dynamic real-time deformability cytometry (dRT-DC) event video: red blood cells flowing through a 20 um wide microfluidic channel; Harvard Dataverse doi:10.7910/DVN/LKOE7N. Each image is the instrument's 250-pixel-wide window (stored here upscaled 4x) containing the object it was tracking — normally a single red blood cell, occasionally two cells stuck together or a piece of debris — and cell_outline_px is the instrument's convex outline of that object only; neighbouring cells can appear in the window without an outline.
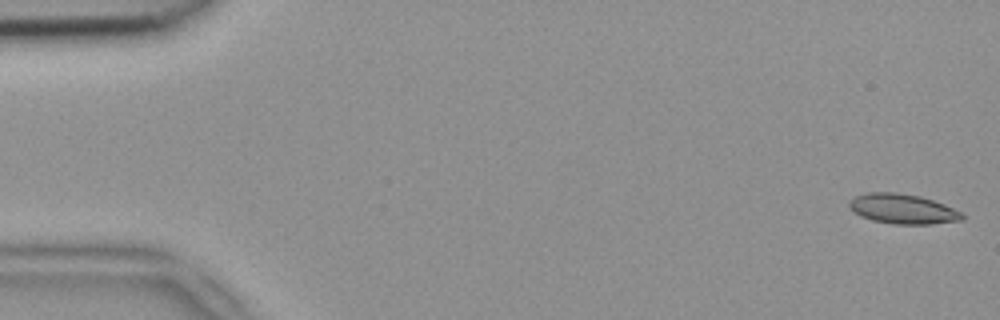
{"species": "common noctule bat (a hibernating species)", "species_latin": "Nyctalus noctula", "temperature_condition": "room temperature", "stored_images_in_passage": 52, "segment_of_instrument_passage": [1, 2], "camera_frame_rate_fps": 3000, "um_per_image_px": 0.085, "animal": {"sex": "female", "body_mass_g": 18.4}, "frame": {"image": 1, "passage_image": 1, "time_ms": 0.0, "image_size_px": [1000, 320], "cell_outline_px": [[964, 220], [932, 224], [896, 224], [872, 220], [860, 216], [848, 208], [848, 204], [856, 196], [868, 192], [896, 192], [920, 196], [944, 204], [960, 212], [964, 216]], "centroid_in_image_um": [76.72, 17.76], "position_along_channel_um": 8.3, "area_um2": 19.59}}
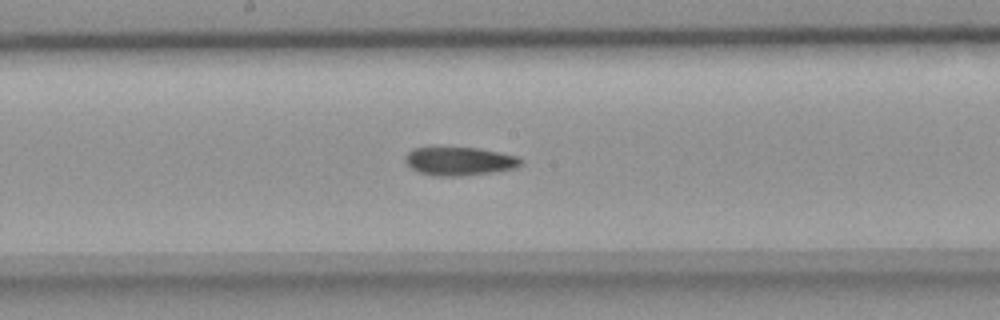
{"frame": {"image": 2, "passage_image": 27, "time_ms": 8.667, "image_size_px": [1000, 320], "cell_outline_px": [[524, 164], [516, 168], [492, 172], [460, 176], [432, 176], [420, 172], [412, 168], [404, 160], [404, 156], [412, 148], [480, 148], [520, 156], [524, 160]], "centroid_in_image_um": [39.12, 13.7], "position_along_channel_um": 209.1, "area_um2": 19.31}}
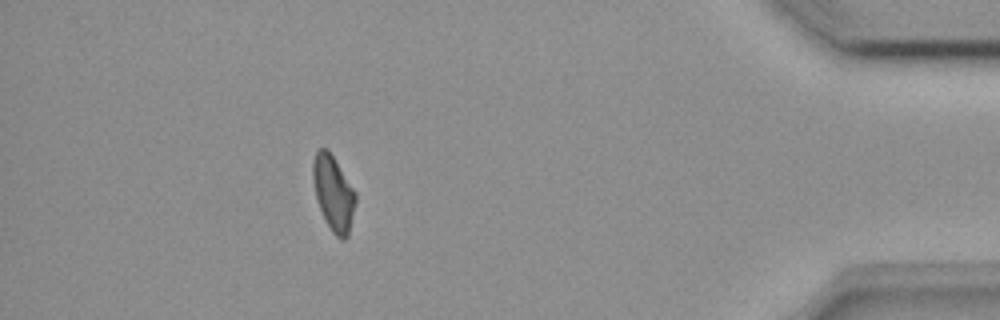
{"frame": {"image": 3, "passage_image": 46, "time_ms": 15.0, "image_size_px": [1000, 320], "cell_outline_px": [[356, 204], [348, 236], [344, 240], [340, 240], [332, 232], [316, 200], [312, 176], [312, 164], [316, 148], [328, 148], [356, 192]], "centroid_in_image_um": [28.34, 16.39], "position_along_channel_um": 406.9, "area_um2": 18.84}}